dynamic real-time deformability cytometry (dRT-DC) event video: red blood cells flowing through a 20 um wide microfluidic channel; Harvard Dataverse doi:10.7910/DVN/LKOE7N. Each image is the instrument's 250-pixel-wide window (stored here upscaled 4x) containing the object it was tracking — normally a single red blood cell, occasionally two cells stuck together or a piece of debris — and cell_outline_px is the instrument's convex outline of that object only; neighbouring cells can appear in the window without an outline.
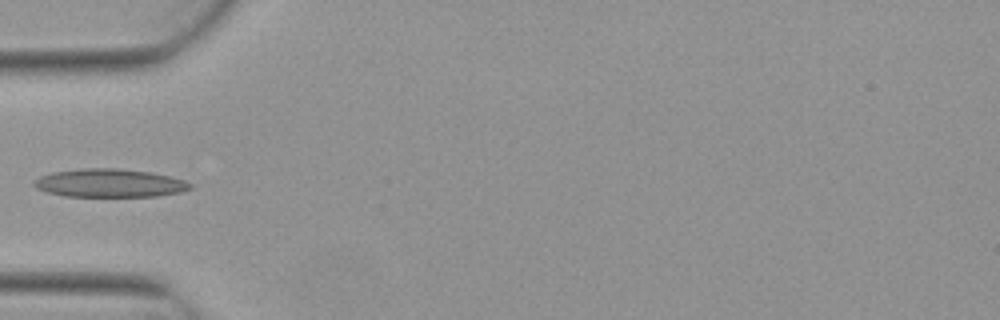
{"species": "Egyptian fruit bat (a non-hibernating species)", "species_latin": "Rousettus aegyptiacus", "temperature_condition": "warm", "stored_images_in_passage": 6, "camera_frame_rate_fps": 3000, "um_per_image_px": 0.085, "animal": {"sex": "female"}, "frame": {"image": 1, "passage_image": 5, "time_ms": 1.333, "image_size_px": [1000, 320], "cell_outline_px": [[192, 188], [180, 192], [156, 196], [64, 196], [48, 192], [36, 188], [32, 184], [32, 180], [40, 176], [52, 172], [80, 168], [116, 168], [148, 172], [172, 176], [184, 180], [192, 184]], "centroid_in_image_um": [9.29, 15.55], "position_along_channel_um": 75.7, "area_um2": 25.78}}
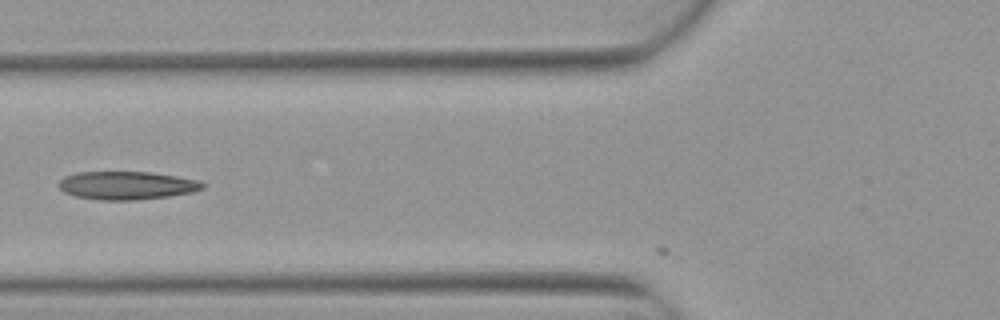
{"frame": {"image": 2, "passage_image": 6, "time_ms": 1.667, "image_size_px": [1000, 320], "cell_outline_px": [[204, 188], [192, 192], [168, 196], [136, 200], [100, 200], [76, 196], [64, 192], [56, 184], [64, 176], [76, 172], [152, 172], [200, 180], [204, 184]], "centroid_in_image_um": [10.76, 15.75], "position_along_channel_um": 115.0, "area_um2": 23.7}}